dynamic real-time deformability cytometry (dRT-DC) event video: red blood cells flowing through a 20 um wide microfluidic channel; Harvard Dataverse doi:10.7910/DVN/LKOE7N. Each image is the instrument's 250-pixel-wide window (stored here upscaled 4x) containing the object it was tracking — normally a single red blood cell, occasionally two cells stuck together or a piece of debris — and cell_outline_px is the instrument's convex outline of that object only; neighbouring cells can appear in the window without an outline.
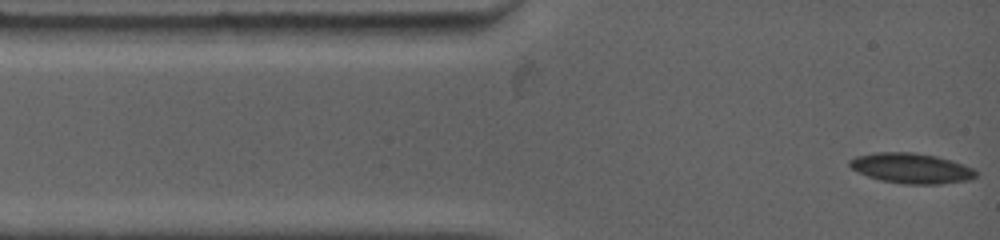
{"species": "common noctule bat (a hibernating species)", "species_latin": "Nyctalus noctula", "temperature_condition": "warm", "stored_images_in_passage": 19, "camera_frame_rate_fps": 4500, "um_per_image_px": 0.085, "animal": {"sex": "female", "body_mass_g": 19.0, "forearm_length_mm": 53.3}, "frame": {"image": 1, "passage_image": 1, "time_ms": 0.0, "image_size_px": [1000, 240], "cell_outline_px": [[976, 176], [968, 180], [940, 184], [904, 184], [880, 180], [868, 176], [852, 168], [848, 164], [848, 160], [856, 156], [876, 152], [912, 152], [936, 156], [952, 160], [972, 168], [976, 172]], "centroid_in_image_um": [77.44, 14.3], "position_along_channel_um": 7.6, "area_um2": 22.14}}
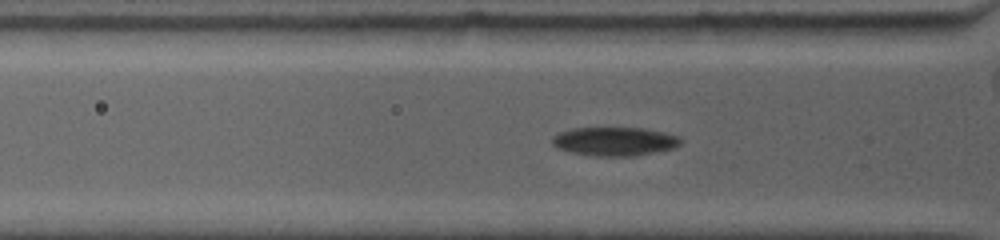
{"frame": {"image": 2, "passage_image": 12, "time_ms": 2.889, "image_size_px": [1000, 240], "cell_outline_px": [[684, 140], [680, 144], [672, 148], [632, 156], [596, 156], [572, 152], [556, 148], [552, 144], [552, 136], [560, 132], [572, 128], [640, 128], [664, 132], [680, 136]], "centroid_in_image_um": [52.23, 12.01], "position_along_channel_um": 73.6, "area_um2": 21.39}}
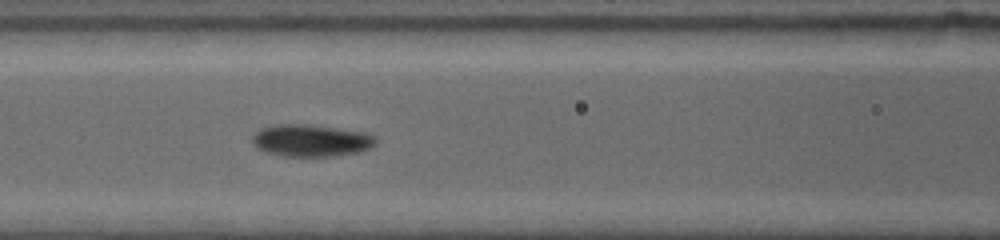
{"frame": {"image": 3, "passage_image": 17, "time_ms": 4.667, "image_size_px": [1000, 240], "cell_outline_px": [[376, 144], [372, 148], [360, 152], [332, 156], [284, 156], [264, 152], [256, 148], [252, 144], [252, 136], [260, 128], [276, 124], [308, 124], [364, 132], [376, 136]], "centroid_in_image_um": [26.43, 11.94], "position_along_channel_um": 140.2, "area_um2": 23.35}}